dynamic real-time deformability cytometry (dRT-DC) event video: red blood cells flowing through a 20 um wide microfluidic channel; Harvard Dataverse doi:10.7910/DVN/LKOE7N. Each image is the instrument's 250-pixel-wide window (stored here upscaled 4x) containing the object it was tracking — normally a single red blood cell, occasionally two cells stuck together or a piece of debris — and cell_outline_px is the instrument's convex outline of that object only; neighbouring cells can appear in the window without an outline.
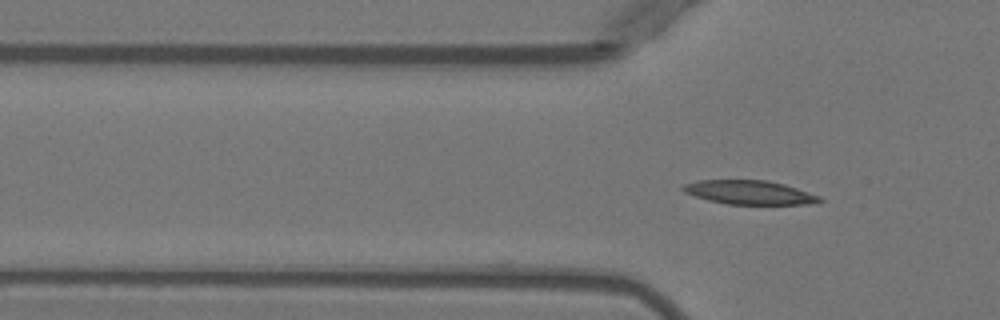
{"species": "Egyptian fruit bat (a non-hibernating species)", "species_latin": "Rousettus aegyptiacus", "temperature_condition": "warm", "stored_images_in_passage": 2, "camera_frame_rate_fps": 3000, "um_per_image_px": 0.085, "animal": {"sex": "female"}, "frame": {"image": 1, "passage_image": 2, "time_ms": 0.333, "image_size_px": [1000, 320], "cell_outline_px": [[824, 200], [808, 204], [728, 204], [708, 200], [684, 192], [680, 188], [684, 184], [700, 180], [768, 180], [784, 184], [820, 196]], "centroid_in_image_um": [63.69, 16.35], "position_along_channel_um": 62.1, "area_um2": 18.9}}